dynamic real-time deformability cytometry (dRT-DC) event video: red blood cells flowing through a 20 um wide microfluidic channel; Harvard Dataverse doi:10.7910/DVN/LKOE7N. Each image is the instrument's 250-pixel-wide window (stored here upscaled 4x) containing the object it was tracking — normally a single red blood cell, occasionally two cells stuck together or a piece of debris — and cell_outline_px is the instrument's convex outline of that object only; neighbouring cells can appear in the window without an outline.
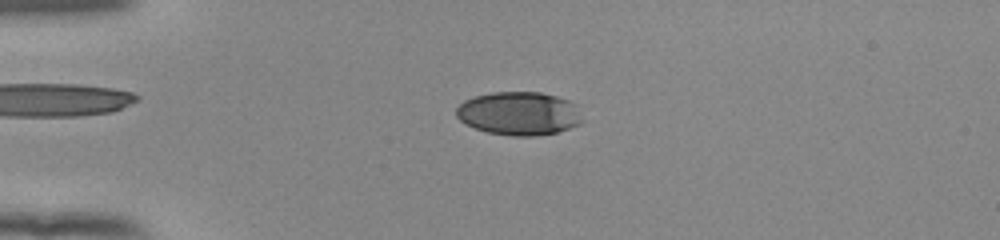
{"species": "human", "species_latin": "Homo sapiens", "temperature_condition": "room temperature", "stored_images_in_passage": 55, "camera_frame_rate_fps": 3000, "um_per_image_px": 0.085, "donor": {"sex": "female"}, "frame": {"image": 1, "passage_image": 15, "time_ms": 4.667, "image_size_px": [1000, 240], "cell_outline_px": [[584, 120], [580, 124], [556, 132], [536, 136], [512, 136], [488, 132], [464, 124], [456, 116], [456, 108], [464, 100], [476, 96], [492, 92], [540, 92], [556, 96], [568, 100], [572, 104]], "centroid_in_image_um": [44.08, 9.65], "position_along_channel_um": 40.9, "area_um2": 31.73}}
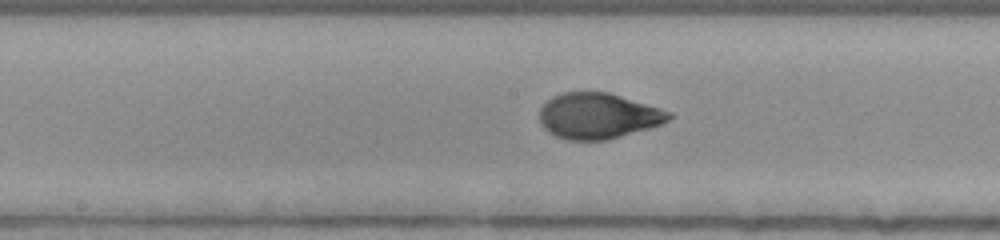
{"frame": {"image": 2, "passage_image": 30, "time_ms": 9.667, "image_size_px": [1000, 240], "cell_outline_px": [[676, 116], [660, 124], [648, 128], [608, 140], [568, 140], [556, 136], [548, 132], [540, 124], [540, 108], [552, 96], [560, 92], [608, 92], [660, 108], [672, 112]], "centroid_in_image_um": [50.83, 9.85], "position_along_channel_um": 197.4, "area_um2": 34.51}}
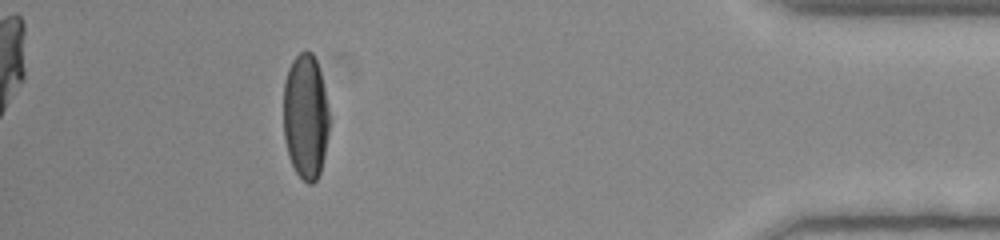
{"frame": {"image": 3, "passage_image": 50, "time_ms": 16.333, "image_size_px": [1000, 240], "cell_outline_px": [[328, 132], [324, 156], [320, 172], [316, 180], [312, 184], [308, 184], [296, 172], [288, 156], [284, 140], [284, 84], [288, 68], [292, 60], [304, 48], [312, 52], [316, 60], [320, 72], [324, 88], [328, 108]], "centroid_in_image_um": [25.96, 9.88], "position_along_channel_um": 409.2, "area_um2": 33.47}, "authors_computed_cell_mechanics": {"area_um2": 34.0442, "velocity_mm_per_s": 3.8823, "shape_relaxation_time_tau1_ms": 4.6892, "shape_relaxation_time_tau2_ms": null, "deformation_change_tau1": 0.2014, "deformation_change_tau2": null}}